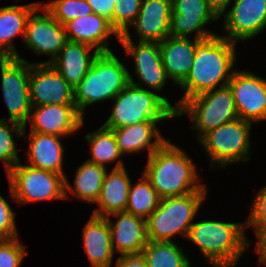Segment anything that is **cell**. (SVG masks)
<instances>
[{"label": "cell", "instance_id": "cell-20", "mask_svg": "<svg viewBox=\"0 0 266 267\" xmlns=\"http://www.w3.org/2000/svg\"><path fill=\"white\" fill-rule=\"evenodd\" d=\"M171 0H143L135 22L137 41L160 43L170 36Z\"/></svg>", "mask_w": 266, "mask_h": 267}, {"label": "cell", "instance_id": "cell-8", "mask_svg": "<svg viewBox=\"0 0 266 267\" xmlns=\"http://www.w3.org/2000/svg\"><path fill=\"white\" fill-rule=\"evenodd\" d=\"M183 115L190 119V129L197 131V142L209 131L239 118L228 85L186 100L176 111L177 118Z\"/></svg>", "mask_w": 266, "mask_h": 267}, {"label": "cell", "instance_id": "cell-30", "mask_svg": "<svg viewBox=\"0 0 266 267\" xmlns=\"http://www.w3.org/2000/svg\"><path fill=\"white\" fill-rule=\"evenodd\" d=\"M141 253L148 267H192L176 241H148Z\"/></svg>", "mask_w": 266, "mask_h": 267}, {"label": "cell", "instance_id": "cell-40", "mask_svg": "<svg viewBox=\"0 0 266 267\" xmlns=\"http://www.w3.org/2000/svg\"><path fill=\"white\" fill-rule=\"evenodd\" d=\"M256 237L255 253L258 254V265L266 267V230L253 231Z\"/></svg>", "mask_w": 266, "mask_h": 267}, {"label": "cell", "instance_id": "cell-10", "mask_svg": "<svg viewBox=\"0 0 266 267\" xmlns=\"http://www.w3.org/2000/svg\"><path fill=\"white\" fill-rule=\"evenodd\" d=\"M130 33V31H126L118 39L124 49L125 56H129L134 60L133 69L135 68V72L133 73L135 75L128 71L130 84L156 92L174 109L171 98L169 99L168 96L160 94L170 81H168L169 79L163 68L159 44L140 41L135 43ZM133 76H136L139 80L137 79L136 81Z\"/></svg>", "mask_w": 266, "mask_h": 267}, {"label": "cell", "instance_id": "cell-3", "mask_svg": "<svg viewBox=\"0 0 266 267\" xmlns=\"http://www.w3.org/2000/svg\"><path fill=\"white\" fill-rule=\"evenodd\" d=\"M246 222L221 220L194 221L188 239L195 244L207 263L212 265L239 264L241 256L252 245L246 236Z\"/></svg>", "mask_w": 266, "mask_h": 267}, {"label": "cell", "instance_id": "cell-9", "mask_svg": "<svg viewBox=\"0 0 266 267\" xmlns=\"http://www.w3.org/2000/svg\"><path fill=\"white\" fill-rule=\"evenodd\" d=\"M11 199L18 205L65 200V177L19 161L8 173Z\"/></svg>", "mask_w": 266, "mask_h": 267}, {"label": "cell", "instance_id": "cell-23", "mask_svg": "<svg viewBox=\"0 0 266 267\" xmlns=\"http://www.w3.org/2000/svg\"><path fill=\"white\" fill-rule=\"evenodd\" d=\"M158 44L166 76L177 87L193 66L196 39L168 36Z\"/></svg>", "mask_w": 266, "mask_h": 267}, {"label": "cell", "instance_id": "cell-18", "mask_svg": "<svg viewBox=\"0 0 266 267\" xmlns=\"http://www.w3.org/2000/svg\"><path fill=\"white\" fill-rule=\"evenodd\" d=\"M105 218L110 229L115 254H139L143 251L148 243L145 219L126 211L116 212Z\"/></svg>", "mask_w": 266, "mask_h": 267}, {"label": "cell", "instance_id": "cell-34", "mask_svg": "<svg viewBox=\"0 0 266 267\" xmlns=\"http://www.w3.org/2000/svg\"><path fill=\"white\" fill-rule=\"evenodd\" d=\"M143 0H115L113 9V28L119 35L130 31L135 22Z\"/></svg>", "mask_w": 266, "mask_h": 267}, {"label": "cell", "instance_id": "cell-25", "mask_svg": "<svg viewBox=\"0 0 266 267\" xmlns=\"http://www.w3.org/2000/svg\"><path fill=\"white\" fill-rule=\"evenodd\" d=\"M82 244L90 262L89 267H111L115 252L105 217L91 215L83 228Z\"/></svg>", "mask_w": 266, "mask_h": 267}, {"label": "cell", "instance_id": "cell-28", "mask_svg": "<svg viewBox=\"0 0 266 267\" xmlns=\"http://www.w3.org/2000/svg\"><path fill=\"white\" fill-rule=\"evenodd\" d=\"M76 169L73 184L68 180L69 176H65V200L72 199L73 195L76 200L95 204L100 196L108 168L85 160Z\"/></svg>", "mask_w": 266, "mask_h": 267}, {"label": "cell", "instance_id": "cell-19", "mask_svg": "<svg viewBox=\"0 0 266 267\" xmlns=\"http://www.w3.org/2000/svg\"><path fill=\"white\" fill-rule=\"evenodd\" d=\"M22 138L29 145L25 160L28 166L66 176L63 167L65 148L61 136L37 132H29L28 135L24 127Z\"/></svg>", "mask_w": 266, "mask_h": 267}, {"label": "cell", "instance_id": "cell-38", "mask_svg": "<svg viewBox=\"0 0 266 267\" xmlns=\"http://www.w3.org/2000/svg\"><path fill=\"white\" fill-rule=\"evenodd\" d=\"M93 13L105 17L113 27V9L115 0H86Z\"/></svg>", "mask_w": 266, "mask_h": 267}, {"label": "cell", "instance_id": "cell-1", "mask_svg": "<svg viewBox=\"0 0 266 267\" xmlns=\"http://www.w3.org/2000/svg\"><path fill=\"white\" fill-rule=\"evenodd\" d=\"M237 43L219 33L205 39H196L193 66L187 78L178 86L183 92L174 104V110L188 99L216 88L227 86L237 70Z\"/></svg>", "mask_w": 266, "mask_h": 267}, {"label": "cell", "instance_id": "cell-7", "mask_svg": "<svg viewBox=\"0 0 266 267\" xmlns=\"http://www.w3.org/2000/svg\"><path fill=\"white\" fill-rule=\"evenodd\" d=\"M253 123L237 118L206 133L198 143L207 154L212 170L249 162Z\"/></svg>", "mask_w": 266, "mask_h": 267}, {"label": "cell", "instance_id": "cell-2", "mask_svg": "<svg viewBox=\"0 0 266 267\" xmlns=\"http://www.w3.org/2000/svg\"><path fill=\"white\" fill-rule=\"evenodd\" d=\"M195 164L186 151L167 139L147 157L142 173L161 199L208 191Z\"/></svg>", "mask_w": 266, "mask_h": 267}, {"label": "cell", "instance_id": "cell-37", "mask_svg": "<svg viewBox=\"0 0 266 267\" xmlns=\"http://www.w3.org/2000/svg\"><path fill=\"white\" fill-rule=\"evenodd\" d=\"M12 206L0 194V240H8L19 237L16 225V213Z\"/></svg>", "mask_w": 266, "mask_h": 267}, {"label": "cell", "instance_id": "cell-5", "mask_svg": "<svg viewBox=\"0 0 266 267\" xmlns=\"http://www.w3.org/2000/svg\"><path fill=\"white\" fill-rule=\"evenodd\" d=\"M207 194L208 191H197L161 199L157 209L146 219L148 241L186 238Z\"/></svg>", "mask_w": 266, "mask_h": 267}, {"label": "cell", "instance_id": "cell-26", "mask_svg": "<svg viewBox=\"0 0 266 267\" xmlns=\"http://www.w3.org/2000/svg\"><path fill=\"white\" fill-rule=\"evenodd\" d=\"M131 178L126 167L107 170L100 196L91 215L107 217L116 212L126 211Z\"/></svg>", "mask_w": 266, "mask_h": 267}, {"label": "cell", "instance_id": "cell-14", "mask_svg": "<svg viewBox=\"0 0 266 267\" xmlns=\"http://www.w3.org/2000/svg\"><path fill=\"white\" fill-rule=\"evenodd\" d=\"M239 118L254 125L266 121V78L248 69L236 70L229 83Z\"/></svg>", "mask_w": 266, "mask_h": 267}, {"label": "cell", "instance_id": "cell-22", "mask_svg": "<svg viewBox=\"0 0 266 267\" xmlns=\"http://www.w3.org/2000/svg\"><path fill=\"white\" fill-rule=\"evenodd\" d=\"M64 26L68 41L85 43L99 52L112 51L109 47L110 35L115 36L116 40L120 37L110 21L95 13L72 19Z\"/></svg>", "mask_w": 266, "mask_h": 267}, {"label": "cell", "instance_id": "cell-17", "mask_svg": "<svg viewBox=\"0 0 266 267\" xmlns=\"http://www.w3.org/2000/svg\"><path fill=\"white\" fill-rule=\"evenodd\" d=\"M29 132L66 137L74 135L84 125V117L75 104L32 106L28 119Z\"/></svg>", "mask_w": 266, "mask_h": 267}, {"label": "cell", "instance_id": "cell-39", "mask_svg": "<svg viewBox=\"0 0 266 267\" xmlns=\"http://www.w3.org/2000/svg\"><path fill=\"white\" fill-rule=\"evenodd\" d=\"M114 265L115 267H148L142 253L120 255Z\"/></svg>", "mask_w": 266, "mask_h": 267}, {"label": "cell", "instance_id": "cell-12", "mask_svg": "<svg viewBox=\"0 0 266 267\" xmlns=\"http://www.w3.org/2000/svg\"><path fill=\"white\" fill-rule=\"evenodd\" d=\"M67 41L65 26L40 4L27 20L23 43L37 56L45 55L50 59L35 64H51Z\"/></svg>", "mask_w": 266, "mask_h": 267}, {"label": "cell", "instance_id": "cell-36", "mask_svg": "<svg viewBox=\"0 0 266 267\" xmlns=\"http://www.w3.org/2000/svg\"><path fill=\"white\" fill-rule=\"evenodd\" d=\"M251 203V213L247 216L246 229L253 231L266 230V186L257 191Z\"/></svg>", "mask_w": 266, "mask_h": 267}, {"label": "cell", "instance_id": "cell-33", "mask_svg": "<svg viewBox=\"0 0 266 267\" xmlns=\"http://www.w3.org/2000/svg\"><path fill=\"white\" fill-rule=\"evenodd\" d=\"M41 4L62 25L72 19L93 13L92 7L86 0H51Z\"/></svg>", "mask_w": 266, "mask_h": 267}, {"label": "cell", "instance_id": "cell-42", "mask_svg": "<svg viewBox=\"0 0 266 267\" xmlns=\"http://www.w3.org/2000/svg\"><path fill=\"white\" fill-rule=\"evenodd\" d=\"M214 267H237L238 264L213 265Z\"/></svg>", "mask_w": 266, "mask_h": 267}, {"label": "cell", "instance_id": "cell-32", "mask_svg": "<svg viewBox=\"0 0 266 267\" xmlns=\"http://www.w3.org/2000/svg\"><path fill=\"white\" fill-rule=\"evenodd\" d=\"M24 126L14 121L0 119V161L6 174L21 161L16 140L22 138Z\"/></svg>", "mask_w": 266, "mask_h": 267}, {"label": "cell", "instance_id": "cell-35", "mask_svg": "<svg viewBox=\"0 0 266 267\" xmlns=\"http://www.w3.org/2000/svg\"><path fill=\"white\" fill-rule=\"evenodd\" d=\"M21 238L0 240V267H20L29 254Z\"/></svg>", "mask_w": 266, "mask_h": 267}, {"label": "cell", "instance_id": "cell-11", "mask_svg": "<svg viewBox=\"0 0 266 267\" xmlns=\"http://www.w3.org/2000/svg\"><path fill=\"white\" fill-rule=\"evenodd\" d=\"M31 63L25 58H0V80L3 100L6 104L8 117L3 120L14 121L27 126L32 105L29 95V72Z\"/></svg>", "mask_w": 266, "mask_h": 267}, {"label": "cell", "instance_id": "cell-21", "mask_svg": "<svg viewBox=\"0 0 266 267\" xmlns=\"http://www.w3.org/2000/svg\"><path fill=\"white\" fill-rule=\"evenodd\" d=\"M162 122L146 121L112 129L119 151L125 157L147 150L149 157L167 140L158 126Z\"/></svg>", "mask_w": 266, "mask_h": 267}, {"label": "cell", "instance_id": "cell-16", "mask_svg": "<svg viewBox=\"0 0 266 267\" xmlns=\"http://www.w3.org/2000/svg\"><path fill=\"white\" fill-rule=\"evenodd\" d=\"M32 106L75 104L74 88L50 64H32L29 72Z\"/></svg>", "mask_w": 266, "mask_h": 267}, {"label": "cell", "instance_id": "cell-24", "mask_svg": "<svg viewBox=\"0 0 266 267\" xmlns=\"http://www.w3.org/2000/svg\"><path fill=\"white\" fill-rule=\"evenodd\" d=\"M99 53L85 43L67 41L50 65L75 88L88 73Z\"/></svg>", "mask_w": 266, "mask_h": 267}, {"label": "cell", "instance_id": "cell-41", "mask_svg": "<svg viewBox=\"0 0 266 267\" xmlns=\"http://www.w3.org/2000/svg\"><path fill=\"white\" fill-rule=\"evenodd\" d=\"M209 6L220 16L225 10L229 9L233 0H207Z\"/></svg>", "mask_w": 266, "mask_h": 267}, {"label": "cell", "instance_id": "cell-31", "mask_svg": "<svg viewBox=\"0 0 266 267\" xmlns=\"http://www.w3.org/2000/svg\"><path fill=\"white\" fill-rule=\"evenodd\" d=\"M139 179L131 183L126 212L146 220L157 209L161 198L143 173Z\"/></svg>", "mask_w": 266, "mask_h": 267}, {"label": "cell", "instance_id": "cell-6", "mask_svg": "<svg viewBox=\"0 0 266 267\" xmlns=\"http://www.w3.org/2000/svg\"><path fill=\"white\" fill-rule=\"evenodd\" d=\"M113 101L111 113L102 124L109 129L176 118V111L160 95L130 83L111 102Z\"/></svg>", "mask_w": 266, "mask_h": 267}, {"label": "cell", "instance_id": "cell-4", "mask_svg": "<svg viewBox=\"0 0 266 267\" xmlns=\"http://www.w3.org/2000/svg\"><path fill=\"white\" fill-rule=\"evenodd\" d=\"M116 52H100L83 80L74 88L75 106L85 118L89 106L112 101L129 83V68Z\"/></svg>", "mask_w": 266, "mask_h": 267}, {"label": "cell", "instance_id": "cell-29", "mask_svg": "<svg viewBox=\"0 0 266 267\" xmlns=\"http://www.w3.org/2000/svg\"><path fill=\"white\" fill-rule=\"evenodd\" d=\"M84 140L90 146L89 154L91 157L87 158V161L106 168H108V164L115 162L113 169L126 166V164L124 165L125 161L122 160L124 157L119 151L112 129L101 125L96 131L87 133L84 136Z\"/></svg>", "mask_w": 266, "mask_h": 267}, {"label": "cell", "instance_id": "cell-15", "mask_svg": "<svg viewBox=\"0 0 266 267\" xmlns=\"http://www.w3.org/2000/svg\"><path fill=\"white\" fill-rule=\"evenodd\" d=\"M171 3L170 36L205 39L217 34L206 28L210 22L219 21L207 0H171Z\"/></svg>", "mask_w": 266, "mask_h": 267}, {"label": "cell", "instance_id": "cell-13", "mask_svg": "<svg viewBox=\"0 0 266 267\" xmlns=\"http://www.w3.org/2000/svg\"><path fill=\"white\" fill-rule=\"evenodd\" d=\"M220 16L222 37L240 43L256 38L266 28V0H233Z\"/></svg>", "mask_w": 266, "mask_h": 267}, {"label": "cell", "instance_id": "cell-27", "mask_svg": "<svg viewBox=\"0 0 266 267\" xmlns=\"http://www.w3.org/2000/svg\"><path fill=\"white\" fill-rule=\"evenodd\" d=\"M41 3L42 1H37L24 5L0 7V58H22L16 50L14 39L20 35L23 42L27 20Z\"/></svg>", "mask_w": 266, "mask_h": 267}]
</instances>
